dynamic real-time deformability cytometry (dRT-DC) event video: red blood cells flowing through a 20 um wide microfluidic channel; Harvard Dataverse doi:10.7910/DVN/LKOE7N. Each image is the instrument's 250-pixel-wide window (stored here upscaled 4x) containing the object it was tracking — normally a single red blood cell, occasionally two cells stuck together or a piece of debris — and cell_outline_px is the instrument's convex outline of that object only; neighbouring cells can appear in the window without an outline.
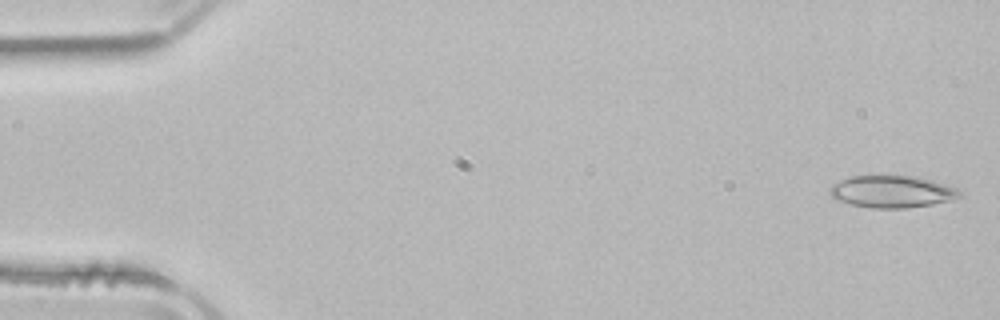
{"species": "common noctule bat (a hibernating species)", "species_latin": "Nyctalus noctula", "temperature_condition": "room temperature", "stored_images_in_passage": 51, "camera_frame_rate_fps": 3000, "um_per_image_px": 0.085, "animal": {"sex": "male", "body_mass_g": 21.5, "forearm_length_mm": 52.0}, "frame": {"image": 1, "passage_image": 1, "time_ms": 0.0, "image_size_px": [1000, 320], "cell_outline_px": [[964, 196], [952, 200], [932, 204], [908, 208], [872, 208], [852, 204], [836, 200], [828, 192], [828, 188], [832, 184], [840, 180], [852, 176], [912, 176], [932, 180], [960, 188], [964, 192]], "centroid_in_image_um": [75.87, 16.29], "position_along_channel_um": 9.1, "area_um2": 24.57}}
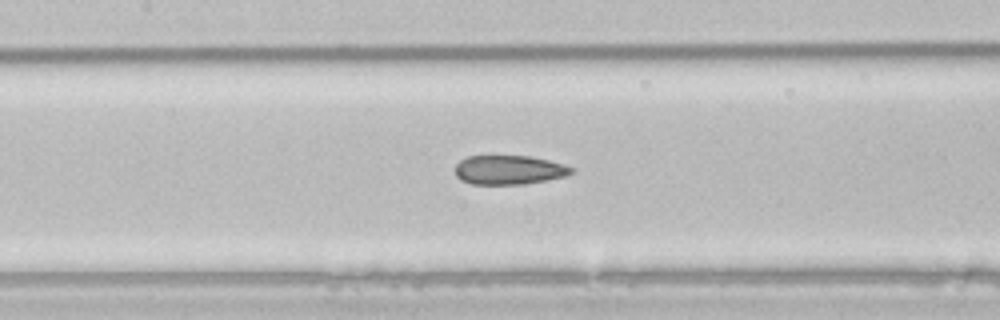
{"frame": {"image": 2, "passage_image": 23, "time_ms": 7.333, "image_size_px": [1000, 320], "cell_outline_px": [[576, 172], [564, 176], [548, 180], [524, 184], [472, 184], [460, 180], [456, 176], [456, 164], [460, 160], [468, 156], [528, 156], [548, 160], [564, 164], [576, 168]], "centroid_in_image_um": [43.3, 14.44], "position_along_channel_um": 164.1, "area_um2": 19.88}}
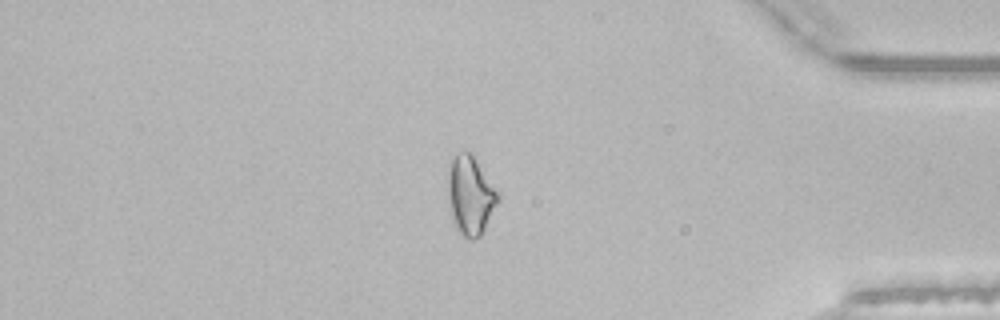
{"frame": {"image": 3, "passage_image": 43, "time_ms": 14.0, "image_size_px": [1000, 320], "cell_outline_px": [[500, 200], [480, 236], [472, 240], [468, 240], [456, 228], [452, 220], [448, 196], [448, 176], [452, 160], [456, 152], [468, 152], [472, 156], [500, 192]], "centroid_in_image_um": [40.0, 16.64], "position_along_channel_um": 395.2, "area_um2": 22.77}, "authors_computed_cell_mechanics": {"area_um2": 21.675, "velocity_mm_per_s": 3.9433, "shape_relaxation_time_tau1_ms": null, "shape_relaxation_time_tau2_ms": 2.6347, "deformation_change_tau1": null, "deformation_change_tau2": 0.0894}}